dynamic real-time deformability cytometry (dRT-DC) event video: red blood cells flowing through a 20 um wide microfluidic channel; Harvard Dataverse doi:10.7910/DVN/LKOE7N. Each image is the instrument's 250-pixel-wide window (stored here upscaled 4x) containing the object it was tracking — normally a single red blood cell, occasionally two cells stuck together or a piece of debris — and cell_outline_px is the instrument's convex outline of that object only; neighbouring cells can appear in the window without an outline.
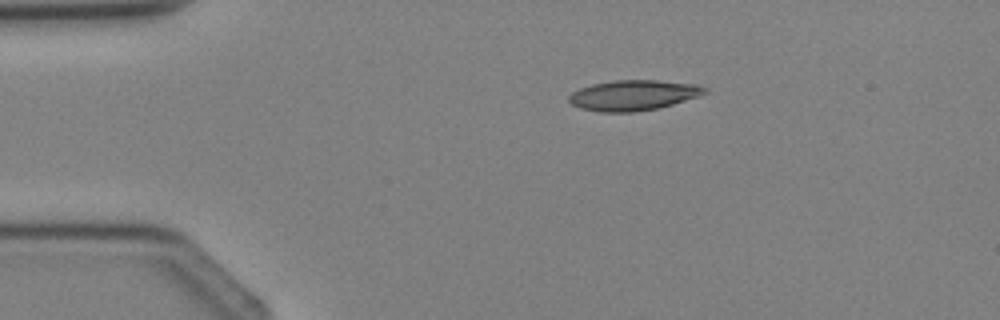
{"species": "Egyptian fruit bat (a non-hibernating species)", "species_latin": "Rousettus aegyptiacus", "temperature_condition": "cold", "stored_images_in_passage": 2, "camera_frame_rate_fps": 3000, "um_per_image_px": 0.085, "animal": {"sex": "female"}, "frame": {"image": 1, "passage_image": 1, "time_ms": 0.0, "image_size_px": [1000, 320], "cell_outline_px": [[708, 92], [660, 108], [632, 112], [600, 112], [580, 108], [572, 104], [568, 100], [568, 96], [572, 92], [580, 88], [592, 84], [616, 80], [656, 80], [696, 84], [708, 88]], "centroid_in_image_um": [53.81, 8.09], "position_along_channel_um": 31.2, "area_um2": 23.93}}